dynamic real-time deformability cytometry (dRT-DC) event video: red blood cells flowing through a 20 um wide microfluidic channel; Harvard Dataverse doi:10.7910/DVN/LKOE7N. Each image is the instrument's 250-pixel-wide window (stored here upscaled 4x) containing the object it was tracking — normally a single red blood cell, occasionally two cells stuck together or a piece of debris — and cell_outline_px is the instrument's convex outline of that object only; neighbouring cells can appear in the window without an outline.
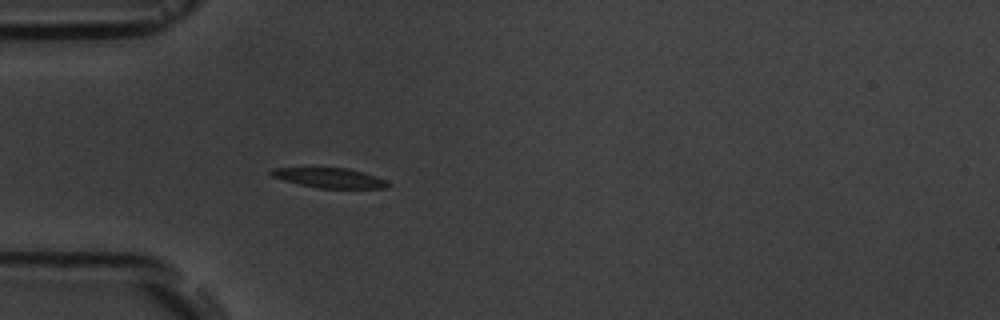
{"species": "common noctule bat (a hibernating species)", "species_latin": "Nyctalus noctula", "temperature_condition": "room temperature", "stored_images_in_passage": 5, "camera_frame_rate_fps": 3000, "um_per_image_px": 0.085, "animal": {"sex": "male", "body_mass_g": 19.5, "forearm_length_mm": 54.6}, "frame": {"image": 1, "passage_image": 5, "time_ms": 5.333, "image_size_px": [1000, 320], "cell_outline_px": [[388, 188], [320, 188], [300, 184], [284, 180], [272, 176], [268, 172], [272, 168], [348, 168], [364, 172], [376, 176], [384, 180], [388, 184]], "centroid_in_image_um": [28.0, 15.11], "position_along_channel_um": 57.0, "area_um2": 13.29}}